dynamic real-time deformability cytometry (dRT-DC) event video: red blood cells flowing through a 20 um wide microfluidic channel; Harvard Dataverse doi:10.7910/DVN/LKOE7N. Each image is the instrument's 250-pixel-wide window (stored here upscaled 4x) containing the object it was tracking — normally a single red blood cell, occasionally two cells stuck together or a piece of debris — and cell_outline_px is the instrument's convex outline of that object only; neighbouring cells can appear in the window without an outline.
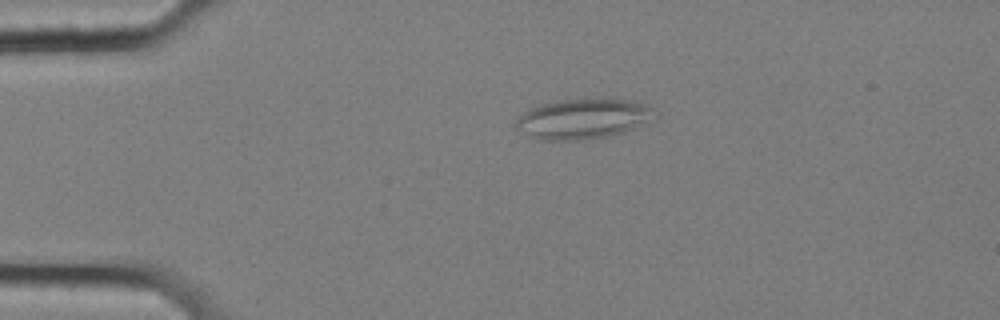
{"species": "common noctule bat (a hibernating species)", "species_latin": "Nyctalus noctula", "temperature_condition": "cold", "stored_images_in_passage": 47, "camera_frame_rate_fps": 3000, "um_per_image_px": 0.085, "animal": {"sex": "female", "body_mass_g": 25.1}, "frame": {"image": 1, "passage_image": 2, "time_ms": 0.333, "image_size_px": [1000, 320], "cell_outline_px": [[660, 112], [656, 116], [632, 128], [608, 136], [584, 140], [536, 140], [528, 136], [516, 128], [516, 120], [524, 112], [540, 104], [556, 100], [588, 96], [612, 96], [644, 104]], "centroid_in_image_um": [49.56, 10.04], "position_along_channel_um": 35.4, "area_um2": 33.35}}
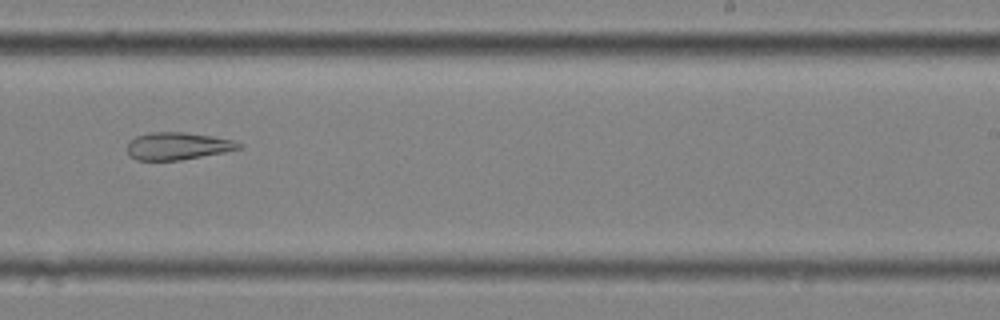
{"frame": {"image": 2, "passage_image": 26, "time_ms": 8.333, "image_size_px": [1000, 320], "cell_outline_px": [[244, 144], [240, 148], [224, 152], [180, 160], [136, 160], [128, 156], [128, 140], [136, 136], [148, 132], [184, 132], [212, 136], [232, 140]], "centroid_in_image_um": [15.06, 12.41], "position_along_channel_um": 273.9, "area_um2": 17.86}}
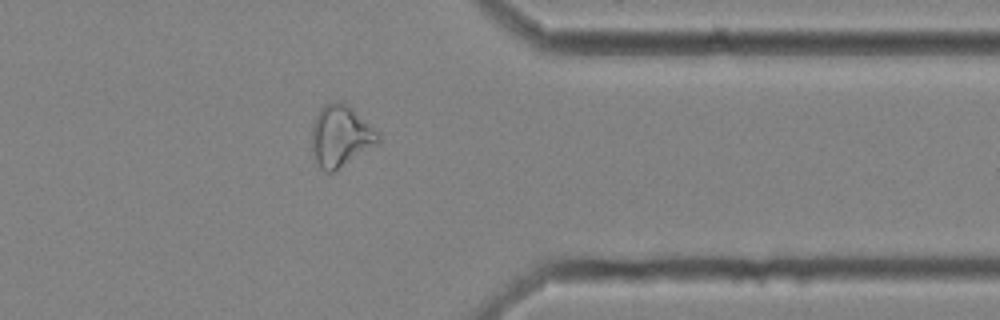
{"frame": {"image": 3, "passage_image": 36, "time_ms": 11.667, "image_size_px": [1000, 320], "cell_outline_px": [[380, 140], [376, 144], [332, 172], [324, 172], [320, 168], [312, 152], [312, 124], [320, 108], [324, 104], [332, 100], [336, 100], [348, 104], [380, 132]], "centroid_in_image_um": [28.94, 11.51], "position_along_channel_um": 382.5, "area_um2": 23.76}, "authors_computed_cell_mechanics": {"area_um2": 22.831, "velocity_mm_per_s": 3.4959, "shape_relaxation_time_tau1_ms": null, "shape_relaxation_time_tau2_ms": 8.4624, "deformation_change_tau1": null, "deformation_change_tau2": 0.2184}}